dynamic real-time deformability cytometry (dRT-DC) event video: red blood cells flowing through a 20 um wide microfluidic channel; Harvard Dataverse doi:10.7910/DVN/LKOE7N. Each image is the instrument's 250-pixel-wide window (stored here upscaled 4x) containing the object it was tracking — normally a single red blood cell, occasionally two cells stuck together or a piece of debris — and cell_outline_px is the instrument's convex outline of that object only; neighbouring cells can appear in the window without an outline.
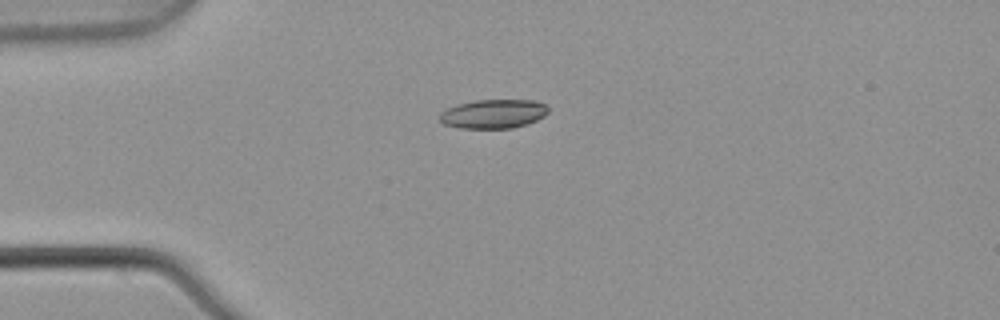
{"species": "common noctule bat (a hibernating species)", "species_latin": "Nyctalus noctula", "temperature_condition": "warm", "stored_images_in_passage": 5, "camera_frame_rate_fps": 3000, "um_per_image_px": 0.085, "animal": {"sex": "male", "body_mass_g": 21.5, "forearm_length_mm": 52.0}, "frame": {"image": 1, "passage_image": 5, "time_ms": 1.333, "image_size_px": [1000, 320], "cell_outline_px": [[548, 112], [544, 116], [528, 124], [512, 128], [460, 128], [444, 124], [440, 120], [440, 112], [456, 104], [476, 100], [532, 100], [544, 104], [548, 108]], "centroid_in_image_um": [41.93, 9.68], "position_along_channel_um": 43.1, "area_um2": 18.32}}